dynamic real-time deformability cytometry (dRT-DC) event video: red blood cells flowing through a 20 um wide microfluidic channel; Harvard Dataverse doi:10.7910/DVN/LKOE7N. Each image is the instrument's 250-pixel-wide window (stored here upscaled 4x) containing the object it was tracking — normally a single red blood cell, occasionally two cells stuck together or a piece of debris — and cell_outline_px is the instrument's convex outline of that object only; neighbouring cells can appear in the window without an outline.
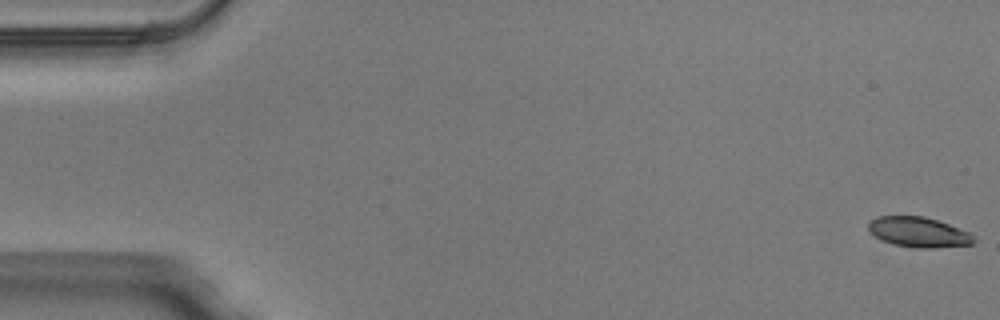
{"species": "Egyptian fruit bat (a non-hibernating species)", "species_latin": "Rousettus aegyptiacus", "temperature_condition": "warm", "stored_images_in_passage": 50, "camera_frame_rate_fps": 3000, "um_per_image_px": 0.085, "animal": {"sex": "male"}, "frame": {"image": 1, "passage_image": 1, "time_ms": 0.0, "image_size_px": [1000, 320], "cell_outline_px": [[976, 240], [972, 244], [932, 248], [920, 248], [896, 244], [884, 240], [876, 236], [868, 228], [868, 224], [872, 220], [880, 216], [924, 216], [948, 224], [968, 232]], "centroid_in_image_um": [78.1, 19.72], "position_along_channel_um": 6.9, "area_um2": 17.98}}
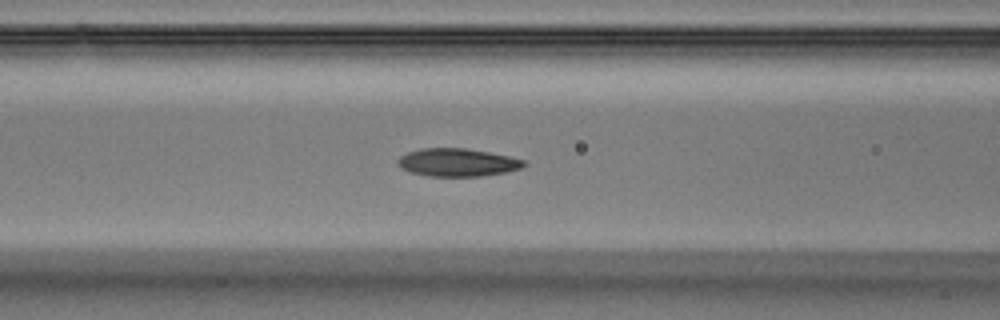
{"frame": {"image": 2, "passage_image": 21, "time_ms": 6.667, "image_size_px": [1000, 320], "cell_outline_px": [[528, 164], [520, 168], [504, 172], [480, 176], [428, 176], [412, 172], [400, 168], [396, 164], [396, 160], [400, 156], [408, 152], [420, 148], [464, 148], [488, 152], [508, 156], [524, 160]], "centroid_in_image_um": [38.84, 13.8], "position_along_channel_um": 127.8, "area_um2": 20.46}}
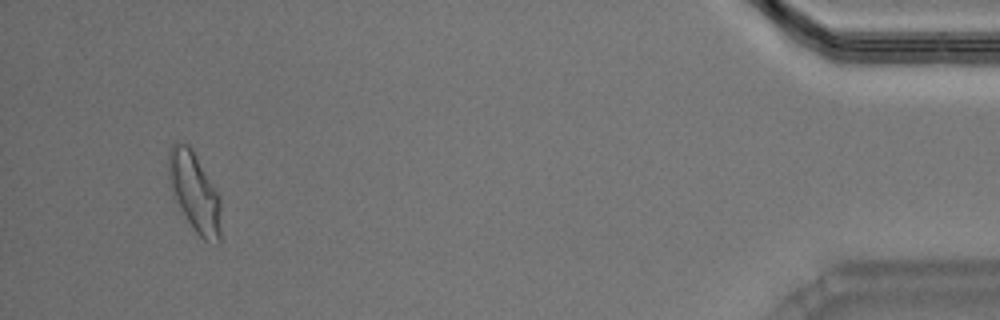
{"frame": {"image": 3, "passage_image": 48, "time_ms": 15.667, "image_size_px": [1000, 320], "cell_outline_px": [[220, 240], [216, 244], [204, 240], [196, 232], [172, 200], [168, 176], [168, 152], [172, 144], [176, 140], [188, 144], [192, 148], [220, 196]], "centroid_in_image_um": [16.49, 16.31], "position_along_channel_um": 418.7, "area_um2": 24.8}, "authors_computed_cell_mechanics": {"area_um2": 20.4901, "velocity_mm_per_s": 4.0409, "shape_relaxation_time_tau1_ms": 4.6707, "shape_relaxation_time_tau2_ms": 1.9601, "deformation_change_tau1": 0.1842, "deformation_change_tau2": 0.0834}}